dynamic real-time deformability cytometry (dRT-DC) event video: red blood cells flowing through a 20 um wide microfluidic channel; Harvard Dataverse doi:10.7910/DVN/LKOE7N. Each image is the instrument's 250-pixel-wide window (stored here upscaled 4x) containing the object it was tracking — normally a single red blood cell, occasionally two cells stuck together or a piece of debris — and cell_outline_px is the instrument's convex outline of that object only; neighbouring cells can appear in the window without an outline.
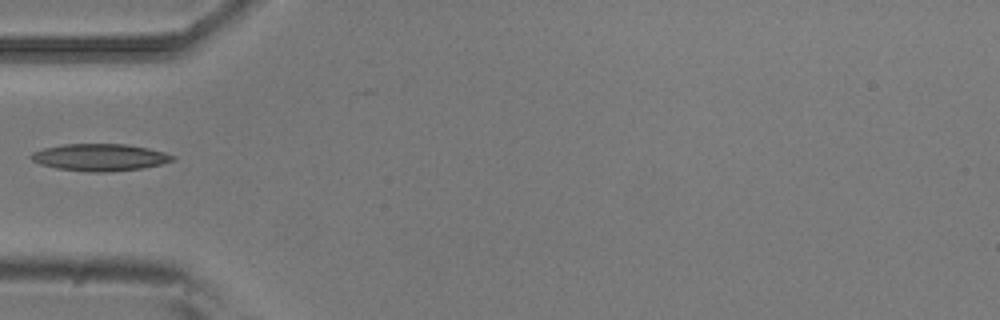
{"species": "common noctule bat (a hibernating species)", "species_latin": "Nyctalus noctula", "temperature_condition": "room temperature", "stored_images_in_passage": 3, "camera_frame_rate_fps": 3000, "um_per_image_px": 0.085, "animal": {"sex": "male", "body_mass_g": 20.5, "forearm_length_mm": 52.5}, "frame": {"image": 1, "passage_image": 2, "time_ms": 0.333, "image_size_px": [1000, 320], "cell_outline_px": [[176, 160], [160, 164], [140, 168], [108, 172], [88, 172], [56, 168], [40, 164], [32, 160], [28, 156], [32, 152], [44, 148], [64, 144], [128, 144], [148, 148], [164, 152], [176, 156]], "centroid_in_image_um": [8.48, 13.37], "position_along_channel_um": 76.5, "area_um2": 22.37}}
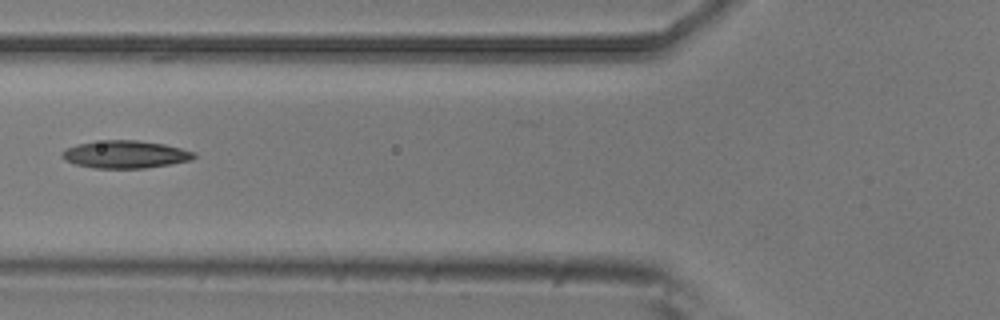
{"frame": {"image": 2, "passage_image": 3, "time_ms": 0.667, "image_size_px": [1000, 320], "cell_outline_px": [[196, 156], [192, 160], [144, 168], [96, 168], [76, 164], [64, 160], [60, 156], [60, 152], [76, 144], [104, 140], [136, 140], [164, 144], [196, 152]], "centroid_in_image_um": [10.64, 13.12], "position_along_channel_um": 115.2, "area_um2": 21.15}}